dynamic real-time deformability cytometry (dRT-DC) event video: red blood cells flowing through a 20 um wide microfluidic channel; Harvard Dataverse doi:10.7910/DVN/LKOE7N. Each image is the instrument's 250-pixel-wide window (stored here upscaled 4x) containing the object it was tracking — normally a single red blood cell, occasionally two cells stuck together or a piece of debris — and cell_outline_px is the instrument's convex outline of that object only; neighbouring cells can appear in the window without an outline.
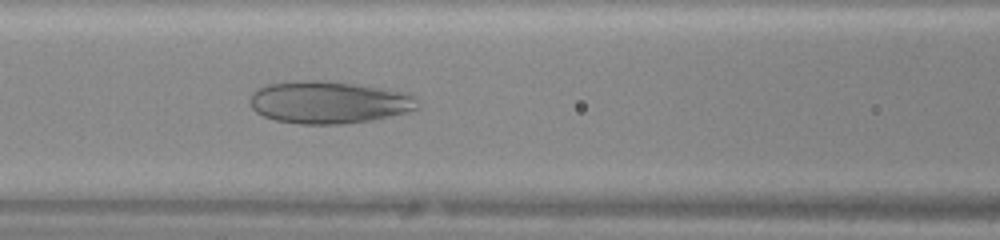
{"species": "human", "species_latin": "Homo sapiens", "temperature_condition": "warm", "stored_images_in_passage": 38, "camera_frame_rate_fps": 3000, "um_per_image_px": 0.085, "donor": {"sex": "female"}, "frame": {"image": 1, "passage_image": 12, "time_ms": 3.667, "image_size_px": [1000, 240], "cell_outline_px": [[420, 108], [408, 112], [372, 120], [344, 124], [300, 124], [276, 120], [264, 116], [256, 112], [252, 108], [248, 100], [252, 92], [268, 84], [296, 80], [328, 80], [360, 84], [400, 92], [416, 96], [420, 100]], "centroid_in_image_um": [27.96, 8.69], "position_along_channel_um": 138.6, "area_um2": 41.85}}